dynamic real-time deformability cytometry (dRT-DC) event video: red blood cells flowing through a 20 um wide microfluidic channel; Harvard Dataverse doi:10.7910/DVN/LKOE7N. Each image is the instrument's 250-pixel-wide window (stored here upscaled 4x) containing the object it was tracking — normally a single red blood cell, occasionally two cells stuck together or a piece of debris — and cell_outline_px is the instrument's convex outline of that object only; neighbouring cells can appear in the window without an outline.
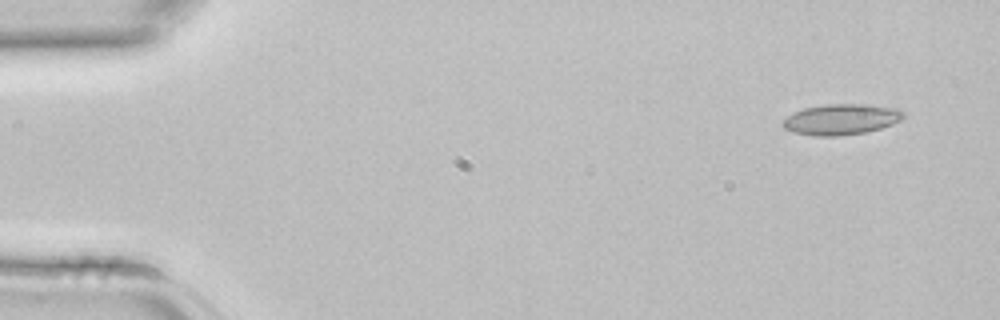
{"species": "common noctule bat (a hibernating species)", "species_latin": "Nyctalus noctula", "temperature_condition": "room temperature", "stored_images_in_passage": 3, "segment_of_instrument_passage": [2, 2], "camera_frame_rate_fps": 3000, "um_per_image_px": 0.085, "animal": {"sex": "female", "body_mass_g": 22.7, "forearm_length_mm": 54.2}, "frame": {"image": 1, "passage_image": 3, "time_ms": 0.667, "image_size_px": [1000, 320], "cell_outline_px": [[904, 116], [900, 120], [892, 124], [880, 128], [864, 132], [840, 136], [816, 136], [792, 132], [784, 128], [780, 124], [788, 116], [804, 108], [828, 104], [864, 104], [896, 108], [904, 112]], "centroid_in_image_um": [71.49, 10.15], "position_along_channel_um": 13.5, "area_um2": 21.44}}